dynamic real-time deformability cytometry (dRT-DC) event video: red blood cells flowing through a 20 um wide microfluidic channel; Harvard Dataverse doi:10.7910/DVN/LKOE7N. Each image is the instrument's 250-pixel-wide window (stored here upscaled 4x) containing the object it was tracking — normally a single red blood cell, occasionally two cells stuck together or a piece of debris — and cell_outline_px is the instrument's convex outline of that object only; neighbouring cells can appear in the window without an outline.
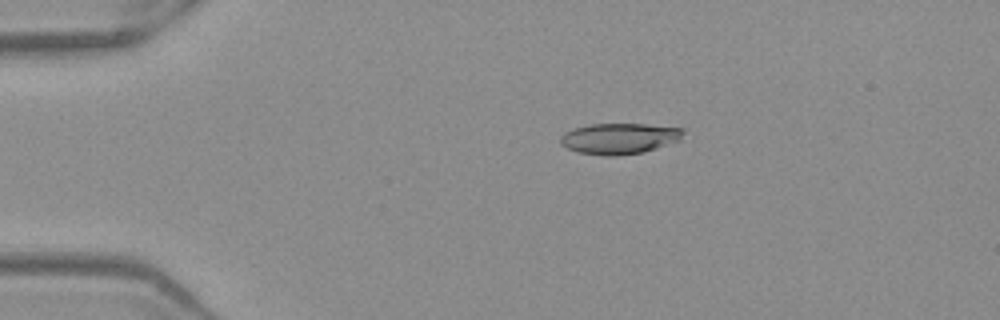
{"species": "Egyptian fruit bat (a non-hibernating species)", "species_latin": "Rousettus aegyptiacus", "temperature_condition": "warm", "stored_images_in_passage": 52, "camera_frame_rate_fps": 3000, "um_per_image_px": 0.085, "frame": {"image": 1, "passage_image": 11, "time_ms": 3.333, "image_size_px": [1000, 320], "cell_outline_px": [[684, 132], [680, 140], [644, 152], [616, 156], [604, 156], [576, 152], [560, 144], [560, 136], [564, 132], [572, 128], [592, 124], [644, 124], [684, 128]], "centroid_in_image_um": [52.62, 11.77], "position_along_channel_um": 32.4, "area_um2": 22.25}}
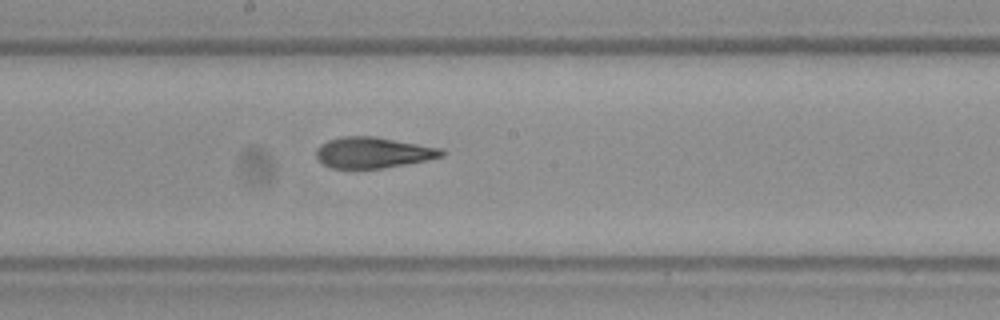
{"frame": {"image": 2, "passage_image": 29, "time_ms": 9.333, "image_size_px": [1000, 320], "cell_outline_px": [[444, 156], [428, 160], [380, 168], [332, 168], [324, 164], [316, 156], [316, 148], [320, 144], [328, 140], [340, 136], [376, 136], [444, 148]], "centroid_in_image_um": [31.73, 12.95], "position_along_channel_um": 216.5, "area_um2": 22.72}}
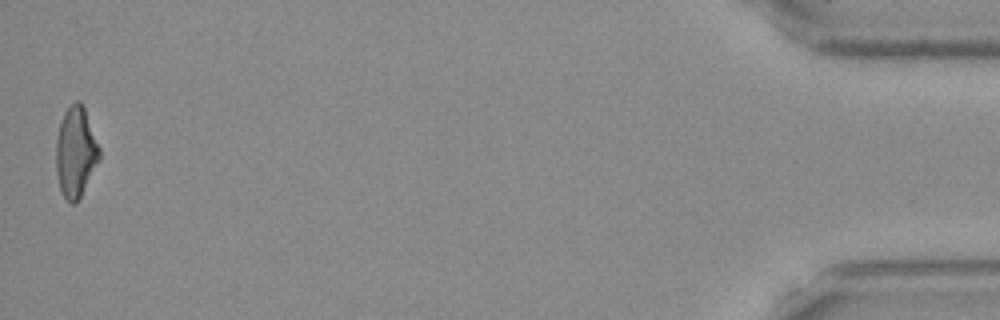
{"frame": {"image": 3, "passage_image": 52, "time_ms": 17.0, "image_size_px": [1000, 320], "cell_outline_px": [[100, 160], [76, 204], [72, 204], [64, 196], [60, 188], [56, 172], [56, 136], [64, 112], [76, 100], [80, 100], [84, 108], [100, 148]], "centroid_in_image_um": [6.44, 12.93], "position_along_channel_um": 428.8, "area_um2": 22.72}, "authors_computed_cell_mechanics": {"area_um2": 22.9466, "velocity_mm_per_s": 3.9494, "shape_relaxation_time_tau1_ms": 6.0393, "shape_relaxation_time_tau2_ms": 1.9461, "deformation_change_tau1": 0.2016, "deformation_change_tau2": 0.1021}}